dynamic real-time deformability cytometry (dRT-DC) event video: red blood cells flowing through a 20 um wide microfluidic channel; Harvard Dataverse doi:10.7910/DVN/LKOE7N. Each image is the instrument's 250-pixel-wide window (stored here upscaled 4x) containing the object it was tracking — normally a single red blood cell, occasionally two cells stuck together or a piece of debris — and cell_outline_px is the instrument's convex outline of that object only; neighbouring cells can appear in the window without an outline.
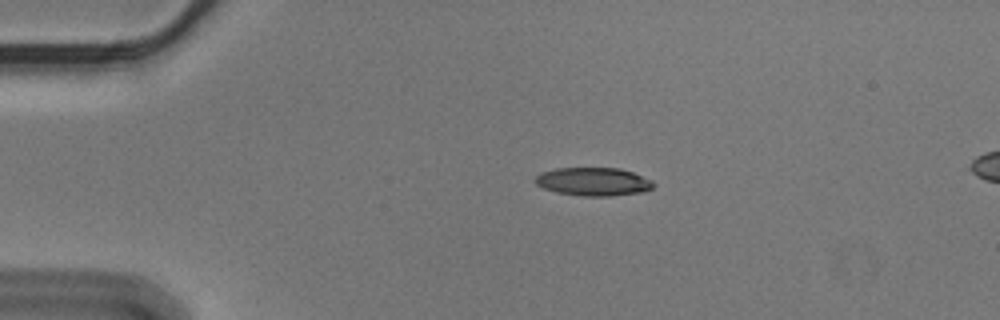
{"species": "Egyptian fruit bat (a non-hibernating species)", "species_latin": "Rousettus aegyptiacus", "temperature_condition": "cold", "stored_images_in_passage": 46, "camera_frame_rate_fps": 3000, "um_per_image_px": 0.085, "animal": {"sex": "male"}, "frame": {"image": 1, "passage_image": 2, "time_ms": 0.333, "image_size_px": [1000, 320], "cell_outline_px": [[656, 184], [652, 188], [644, 192], [612, 196], [580, 196], [556, 192], [544, 188], [536, 184], [532, 180], [540, 172], [556, 168], [620, 168], [632, 172], [652, 180]], "centroid_in_image_um": [50.43, 15.44], "position_along_channel_um": 34.6, "area_um2": 19.71}}
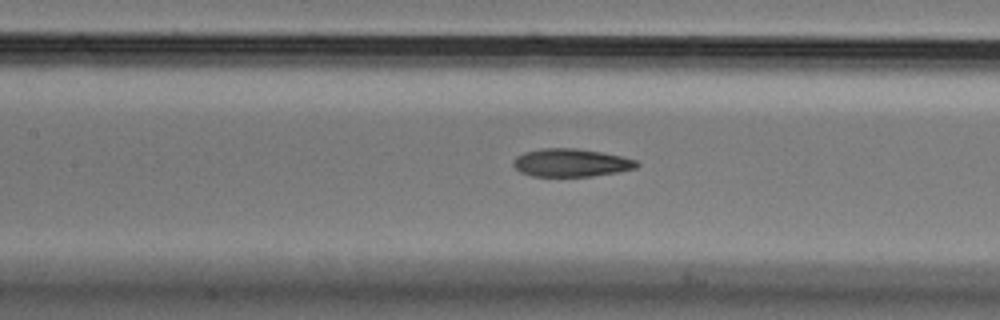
{"frame": {"image": 2, "passage_image": 16, "time_ms": 5.0, "image_size_px": [1000, 320], "cell_outline_px": [[640, 164], [636, 168], [616, 172], [592, 176], [532, 176], [520, 172], [512, 164], [512, 160], [516, 156], [524, 152], [540, 148], [576, 148], [600, 152], [620, 156], [636, 160]], "centroid_in_image_um": [48.5, 13.83], "position_along_channel_um": 158.9, "area_um2": 20.11}}
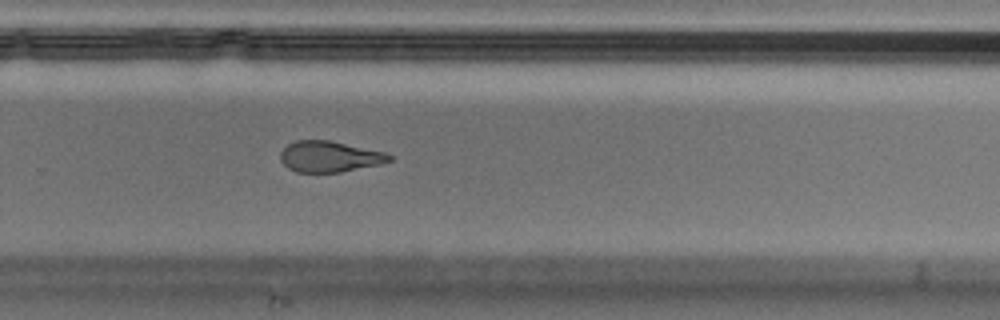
{"frame": {"image": 3, "passage_image": 28, "time_ms": 9.0, "image_size_px": [1000, 320], "cell_outline_px": [[392, 160], [380, 164], [340, 172], [296, 172], [288, 168], [280, 160], [280, 152], [288, 144], [296, 140], [328, 140], [384, 152], [392, 156]], "centroid_in_image_um": [27.98, 13.31], "position_along_channel_um": 301.8, "area_um2": 19.48}, "authors_computed_cell_mechanics": {"area_um2": 20.808, "velocity_mm_per_s": 3.5793, "shape_relaxation_time_tau1_ms": 4.7621, "shape_relaxation_time_tau2_ms": 3.7178, "deformation_change_tau1": 0.1726, "deformation_change_tau2": 0.1243}}